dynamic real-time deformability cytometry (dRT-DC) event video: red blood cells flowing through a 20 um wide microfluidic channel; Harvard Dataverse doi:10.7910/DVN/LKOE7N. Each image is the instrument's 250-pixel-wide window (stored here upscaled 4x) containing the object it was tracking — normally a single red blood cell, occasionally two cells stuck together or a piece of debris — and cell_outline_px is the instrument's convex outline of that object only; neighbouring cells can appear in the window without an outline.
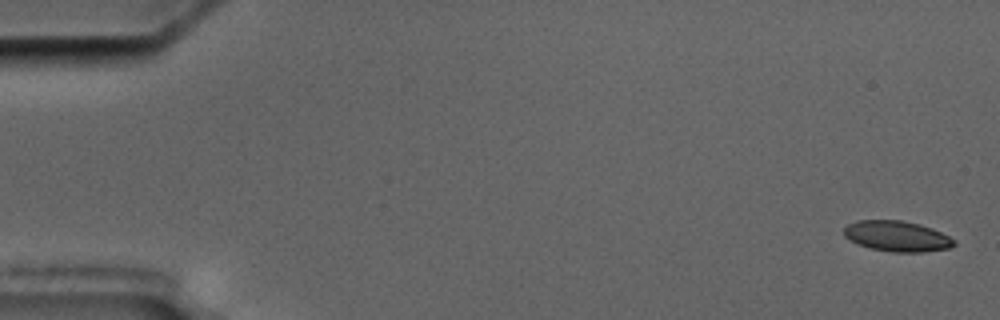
{"species": "common noctule bat (a hibernating species)", "species_latin": "Nyctalus noctula", "temperature_condition": "cold", "stored_images_in_passage": 4, "camera_frame_rate_fps": 3000, "um_per_image_px": 0.085, "animal": {"sex": "male", "body_mass_g": 17.5, "forearm_length_mm": 52.3}, "frame": {"image": 1, "passage_image": 1, "time_ms": 0.0, "image_size_px": [1000, 320], "cell_outline_px": [[956, 244], [948, 248], [924, 252], [892, 252], [872, 248], [860, 244], [844, 236], [844, 228], [848, 224], [856, 220], [900, 220], [920, 224], [932, 228], [956, 240]], "centroid_in_image_um": [76.27, 20.07], "position_along_channel_um": 8.7, "area_um2": 19.48}}